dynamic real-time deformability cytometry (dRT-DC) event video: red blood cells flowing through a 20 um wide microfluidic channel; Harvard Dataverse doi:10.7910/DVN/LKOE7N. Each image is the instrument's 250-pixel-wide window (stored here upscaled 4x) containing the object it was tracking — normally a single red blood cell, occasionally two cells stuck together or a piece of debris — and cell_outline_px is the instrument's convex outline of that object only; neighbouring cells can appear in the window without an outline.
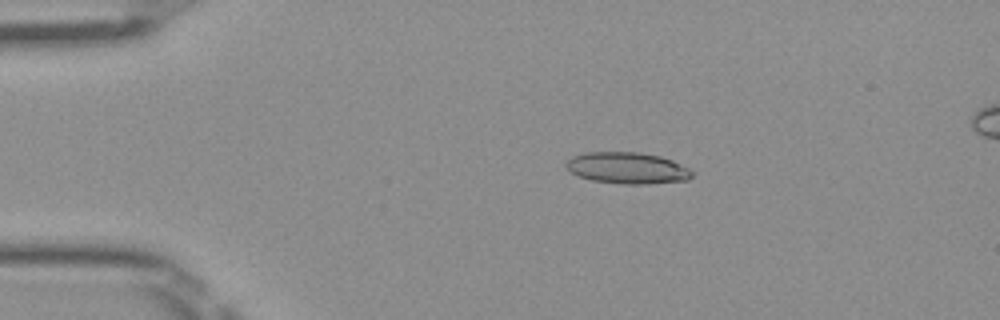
{"species": "Egyptian fruit bat (a non-hibernating species)", "species_latin": "Rousettus aegyptiacus", "temperature_condition": "room temperature", "stored_images_in_passage": 50, "camera_frame_rate_fps": 3000, "um_per_image_px": 0.085, "frame": {"image": 1, "passage_image": 10, "time_ms": 3.0, "image_size_px": [1000, 320], "cell_outline_px": [[692, 176], [688, 180], [648, 184], [624, 184], [592, 180], [580, 176], [572, 172], [564, 164], [572, 156], [584, 152], [640, 152], [660, 156], [672, 160], [688, 168], [692, 172]], "centroid_in_image_um": [53.33, 14.27], "position_along_channel_um": 31.7, "area_um2": 23.0}}
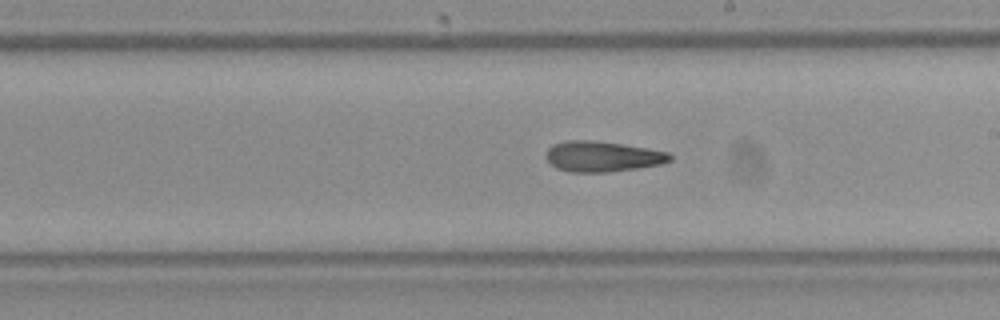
{"frame": {"image": 2, "passage_image": 29, "time_ms": 9.333, "image_size_px": [1000, 320], "cell_outline_px": [[672, 160], [664, 164], [608, 172], [568, 172], [556, 168], [544, 156], [548, 148], [552, 144], [568, 140], [596, 140], [648, 148], [668, 152], [672, 156]], "centroid_in_image_um": [51.2, 13.29], "position_along_channel_um": 237.8, "area_um2": 22.25}}
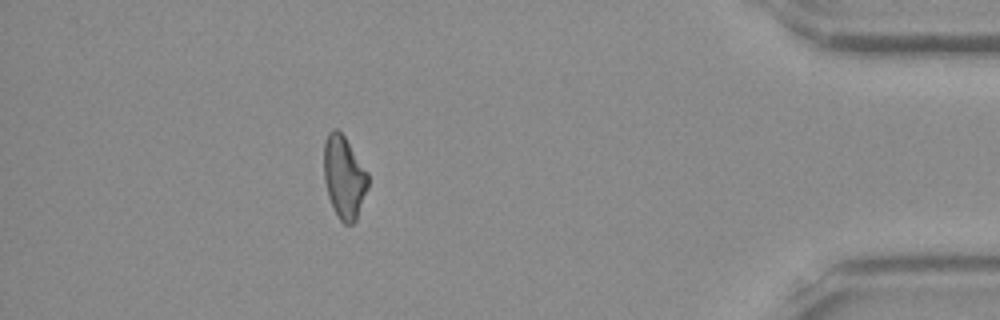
{"frame": {"image": 3, "passage_image": 45, "time_ms": 14.667, "image_size_px": [1000, 320], "cell_outline_px": [[368, 188], [356, 220], [352, 224], [344, 224], [340, 220], [328, 196], [324, 180], [324, 140], [328, 132], [332, 128], [336, 128], [344, 136], [368, 172]], "centroid_in_image_um": [29.24, 15.04], "position_along_channel_um": 406.0, "area_um2": 21.21}, "authors_computed_cell_mechanics": {"area_um2": 22.1085, "velocity_mm_per_s": 4.0491, "shape_relaxation_time_tau1_ms": 9.84, "shape_relaxation_time_tau2_ms": 7.7915, "deformation_change_tau1": 0.2311, "deformation_change_tau2": 0.1928}}